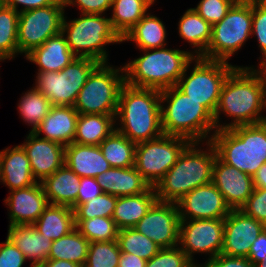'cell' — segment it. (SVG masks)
Listing matches in <instances>:
<instances>
[{
    "label": "cell",
    "mask_w": 266,
    "mask_h": 267,
    "mask_svg": "<svg viewBox=\"0 0 266 267\" xmlns=\"http://www.w3.org/2000/svg\"><path fill=\"white\" fill-rule=\"evenodd\" d=\"M265 109L266 68L237 65L221 88L214 114L216 130L265 122ZM222 114L231 118V122L220 121Z\"/></svg>",
    "instance_id": "obj_1"
},
{
    "label": "cell",
    "mask_w": 266,
    "mask_h": 267,
    "mask_svg": "<svg viewBox=\"0 0 266 267\" xmlns=\"http://www.w3.org/2000/svg\"><path fill=\"white\" fill-rule=\"evenodd\" d=\"M207 146L201 149V145ZM217 152L211 141L190 142L177 162L154 187L157 200L176 203L191 190L212 182V169Z\"/></svg>",
    "instance_id": "obj_2"
},
{
    "label": "cell",
    "mask_w": 266,
    "mask_h": 267,
    "mask_svg": "<svg viewBox=\"0 0 266 267\" xmlns=\"http://www.w3.org/2000/svg\"><path fill=\"white\" fill-rule=\"evenodd\" d=\"M160 96L159 90L125 84L115 117L116 130L136 144L160 137Z\"/></svg>",
    "instance_id": "obj_3"
},
{
    "label": "cell",
    "mask_w": 266,
    "mask_h": 267,
    "mask_svg": "<svg viewBox=\"0 0 266 267\" xmlns=\"http://www.w3.org/2000/svg\"><path fill=\"white\" fill-rule=\"evenodd\" d=\"M160 103L163 134L190 142L211 141L216 131L214 116L200 102L173 86L161 91Z\"/></svg>",
    "instance_id": "obj_4"
},
{
    "label": "cell",
    "mask_w": 266,
    "mask_h": 267,
    "mask_svg": "<svg viewBox=\"0 0 266 267\" xmlns=\"http://www.w3.org/2000/svg\"><path fill=\"white\" fill-rule=\"evenodd\" d=\"M156 48L143 51V55L123 65L126 84L155 90L176 86L187 64L194 58L191 50Z\"/></svg>",
    "instance_id": "obj_5"
},
{
    "label": "cell",
    "mask_w": 266,
    "mask_h": 267,
    "mask_svg": "<svg viewBox=\"0 0 266 267\" xmlns=\"http://www.w3.org/2000/svg\"><path fill=\"white\" fill-rule=\"evenodd\" d=\"M211 142L224 163L252 177L266 163V121L216 130Z\"/></svg>",
    "instance_id": "obj_6"
},
{
    "label": "cell",
    "mask_w": 266,
    "mask_h": 267,
    "mask_svg": "<svg viewBox=\"0 0 266 267\" xmlns=\"http://www.w3.org/2000/svg\"><path fill=\"white\" fill-rule=\"evenodd\" d=\"M67 21L64 16L61 33L76 57H86L99 63H108L110 44L123 43L111 25L110 18L102 14H80Z\"/></svg>",
    "instance_id": "obj_7"
},
{
    "label": "cell",
    "mask_w": 266,
    "mask_h": 267,
    "mask_svg": "<svg viewBox=\"0 0 266 267\" xmlns=\"http://www.w3.org/2000/svg\"><path fill=\"white\" fill-rule=\"evenodd\" d=\"M125 84L123 66L100 63L79 91L74 108L79 114L116 115L120 93Z\"/></svg>",
    "instance_id": "obj_8"
},
{
    "label": "cell",
    "mask_w": 266,
    "mask_h": 267,
    "mask_svg": "<svg viewBox=\"0 0 266 267\" xmlns=\"http://www.w3.org/2000/svg\"><path fill=\"white\" fill-rule=\"evenodd\" d=\"M192 63L194 65L190 69ZM235 67L236 65L226 61L194 57L187 64L176 87L191 99L200 102L214 116L223 83ZM188 70H192L189 75Z\"/></svg>",
    "instance_id": "obj_9"
},
{
    "label": "cell",
    "mask_w": 266,
    "mask_h": 267,
    "mask_svg": "<svg viewBox=\"0 0 266 267\" xmlns=\"http://www.w3.org/2000/svg\"><path fill=\"white\" fill-rule=\"evenodd\" d=\"M252 34V0H237L226 16L212 25V37L202 58L230 61Z\"/></svg>",
    "instance_id": "obj_10"
},
{
    "label": "cell",
    "mask_w": 266,
    "mask_h": 267,
    "mask_svg": "<svg viewBox=\"0 0 266 267\" xmlns=\"http://www.w3.org/2000/svg\"><path fill=\"white\" fill-rule=\"evenodd\" d=\"M99 64L91 58L76 57L59 72H36L33 87L47 97L51 105L74 106L79 91Z\"/></svg>",
    "instance_id": "obj_11"
},
{
    "label": "cell",
    "mask_w": 266,
    "mask_h": 267,
    "mask_svg": "<svg viewBox=\"0 0 266 267\" xmlns=\"http://www.w3.org/2000/svg\"><path fill=\"white\" fill-rule=\"evenodd\" d=\"M189 143L186 138L167 134L137 143L134 167L151 187H155Z\"/></svg>",
    "instance_id": "obj_12"
},
{
    "label": "cell",
    "mask_w": 266,
    "mask_h": 267,
    "mask_svg": "<svg viewBox=\"0 0 266 267\" xmlns=\"http://www.w3.org/2000/svg\"><path fill=\"white\" fill-rule=\"evenodd\" d=\"M63 0L47 7L19 13L17 44L19 54L26 56L48 38L61 33L65 14Z\"/></svg>",
    "instance_id": "obj_13"
},
{
    "label": "cell",
    "mask_w": 266,
    "mask_h": 267,
    "mask_svg": "<svg viewBox=\"0 0 266 267\" xmlns=\"http://www.w3.org/2000/svg\"><path fill=\"white\" fill-rule=\"evenodd\" d=\"M224 238V219L180 220L179 244L191 261L194 255L206 254L210 260L221 254Z\"/></svg>",
    "instance_id": "obj_14"
},
{
    "label": "cell",
    "mask_w": 266,
    "mask_h": 267,
    "mask_svg": "<svg viewBox=\"0 0 266 267\" xmlns=\"http://www.w3.org/2000/svg\"><path fill=\"white\" fill-rule=\"evenodd\" d=\"M179 225L177 204L157 200L134 228L162 249L178 246Z\"/></svg>",
    "instance_id": "obj_15"
},
{
    "label": "cell",
    "mask_w": 266,
    "mask_h": 267,
    "mask_svg": "<svg viewBox=\"0 0 266 267\" xmlns=\"http://www.w3.org/2000/svg\"><path fill=\"white\" fill-rule=\"evenodd\" d=\"M176 204L180 220L225 219L231 211L212 182L186 193Z\"/></svg>",
    "instance_id": "obj_16"
},
{
    "label": "cell",
    "mask_w": 266,
    "mask_h": 267,
    "mask_svg": "<svg viewBox=\"0 0 266 267\" xmlns=\"http://www.w3.org/2000/svg\"><path fill=\"white\" fill-rule=\"evenodd\" d=\"M266 226L240 209H231L224 219L222 254L248 258L251 244Z\"/></svg>",
    "instance_id": "obj_17"
},
{
    "label": "cell",
    "mask_w": 266,
    "mask_h": 267,
    "mask_svg": "<svg viewBox=\"0 0 266 267\" xmlns=\"http://www.w3.org/2000/svg\"><path fill=\"white\" fill-rule=\"evenodd\" d=\"M29 158L33 177L37 182L53 174L65 164V146L29 132L20 144Z\"/></svg>",
    "instance_id": "obj_18"
},
{
    "label": "cell",
    "mask_w": 266,
    "mask_h": 267,
    "mask_svg": "<svg viewBox=\"0 0 266 267\" xmlns=\"http://www.w3.org/2000/svg\"><path fill=\"white\" fill-rule=\"evenodd\" d=\"M212 183L230 209H240L254 189L252 176L224 163L218 156L213 164Z\"/></svg>",
    "instance_id": "obj_19"
},
{
    "label": "cell",
    "mask_w": 266,
    "mask_h": 267,
    "mask_svg": "<svg viewBox=\"0 0 266 267\" xmlns=\"http://www.w3.org/2000/svg\"><path fill=\"white\" fill-rule=\"evenodd\" d=\"M4 203L9 209V225L34 224L49 205L41 182L10 191Z\"/></svg>",
    "instance_id": "obj_20"
},
{
    "label": "cell",
    "mask_w": 266,
    "mask_h": 267,
    "mask_svg": "<svg viewBox=\"0 0 266 267\" xmlns=\"http://www.w3.org/2000/svg\"><path fill=\"white\" fill-rule=\"evenodd\" d=\"M0 182L10 191L38 183L33 177L26 151L20 144L0 151Z\"/></svg>",
    "instance_id": "obj_21"
},
{
    "label": "cell",
    "mask_w": 266,
    "mask_h": 267,
    "mask_svg": "<svg viewBox=\"0 0 266 267\" xmlns=\"http://www.w3.org/2000/svg\"><path fill=\"white\" fill-rule=\"evenodd\" d=\"M79 113L74 106L52 105L48 115L33 133L49 141L67 146L74 141Z\"/></svg>",
    "instance_id": "obj_22"
},
{
    "label": "cell",
    "mask_w": 266,
    "mask_h": 267,
    "mask_svg": "<svg viewBox=\"0 0 266 267\" xmlns=\"http://www.w3.org/2000/svg\"><path fill=\"white\" fill-rule=\"evenodd\" d=\"M7 239L30 260V266L39 267L48 260L52 240L43 236L33 224L8 225Z\"/></svg>",
    "instance_id": "obj_23"
},
{
    "label": "cell",
    "mask_w": 266,
    "mask_h": 267,
    "mask_svg": "<svg viewBox=\"0 0 266 267\" xmlns=\"http://www.w3.org/2000/svg\"><path fill=\"white\" fill-rule=\"evenodd\" d=\"M97 181L104 193L116 197L138 195L152 188L134 166L111 167L98 175Z\"/></svg>",
    "instance_id": "obj_24"
},
{
    "label": "cell",
    "mask_w": 266,
    "mask_h": 267,
    "mask_svg": "<svg viewBox=\"0 0 266 267\" xmlns=\"http://www.w3.org/2000/svg\"><path fill=\"white\" fill-rule=\"evenodd\" d=\"M24 58L38 66V72H59L76 56L68 47L65 36L60 33L48 38L40 47L33 49Z\"/></svg>",
    "instance_id": "obj_25"
},
{
    "label": "cell",
    "mask_w": 266,
    "mask_h": 267,
    "mask_svg": "<svg viewBox=\"0 0 266 267\" xmlns=\"http://www.w3.org/2000/svg\"><path fill=\"white\" fill-rule=\"evenodd\" d=\"M65 164L81 178H97L111 168L99 145H80L74 142L65 146Z\"/></svg>",
    "instance_id": "obj_26"
},
{
    "label": "cell",
    "mask_w": 266,
    "mask_h": 267,
    "mask_svg": "<svg viewBox=\"0 0 266 267\" xmlns=\"http://www.w3.org/2000/svg\"><path fill=\"white\" fill-rule=\"evenodd\" d=\"M80 180L81 177L64 164L41 184L49 204L73 208L77 205Z\"/></svg>",
    "instance_id": "obj_27"
},
{
    "label": "cell",
    "mask_w": 266,
    "mask_h": 267,
    "mask_svg": "<svg viewBox=\"0 0 266 267\" xmlns=\"http://www.w3.org/2000/svg\"><path fill=\"white\" fill-rule=\"evenodd\" d=\"M157 201L155 188L138 195L117 197L112 215L118 229L133 228Z\"/></svg>",
    "instance_id": "obj_28"
},
{
    "label": "cell",
    "mask_w": 266,
    "mask_h": 267,
    "mask_svg": "<svg viewBox=\"0 0 266 267\" xmlns=\"http://www.w3.org/2000/svg\"><path fill=\"white\" fill-rule=\"evenodd\" d=\"M178 33L191 45L193 57H202L212 37V25L205 21L194 8L187 9L178 21Z\"/></svg>",
    "instance_id": "obj_29"
},
{
    "label": "cell",
    "mask_w": 266,
    "mask_h": 267,
    "mask_svg": "<svg viewBox=\"0 0 266 267\" xmlns=\"http://www.w3.org/2000/svg\"><path fill=\"white\" fill-rule=\"evenodd\" d=\"M159 17L147 13L123 38L122 42H135L140 50L166 47L167 30Z\"/></svg>",
    "instance_id": "obj_30"
},
{
    "label": "cell",
    "mask_w": 266,
    "mask_h": 267,
    "mask_svg": "<svg viewBox=\"0 0 266 267\" xmlns=\"http://www.w3.org/2000/svg\"><path fill=\"white\" fill-rule=\"evenodd\" d=\"M116 115L79 114L74 143L100 145L115 129Z\"/></svg>",
    "instance_id": "obj_31"
},
{
    "label": "cell",
    "mask_w": 266,
    "mask_h": 267,
    "mask_svg": "<svg viewBox=\"0 0 266 267\" xmlns=\"http://www.w3.org/2000/svg\"><path fill=\"white\" fill-rule=\"evenodd\" d=\"M33 225L43 236L57 240L75 229L73 209L49 204Z\"/></svg>",
    "instance_id": "obj_32"
},
{
    "label": "cell",
    "mask_w": 266,
    "mask_h": 267,
    "mask_svg": "<svg viewBox=\"0 0 266 267\" xmlns=\"http://www.w3.org/2000/svg\"><path fill=\"white\" fill-rule=\"evenodd\" d=\"M156 0H113L111 25L122 39L147 13Z\"/></svg>",
    "instance_id": "obj_33"
},
{
    "label": "cell",
    "mask_w": 266,
    "mask_h": 267,
    "mask_svg": "<svg viewBox=\"0 0 266 267\" xmlns=\"http://www.w3.org/2000/svg\"><path fill=\"white\" fill-rule=\"evenodd\" d=\"M89 244L90 242L75 228L67 235L52 242L48 259L66 260L83 267Z\"/></svg>",
    "instance_id": "obj_34"
},
{
    "label": "cell",
    "mask_w": 266,
    "mask_h": 267,
    "mask_svg": "<svg viewBox=\"0 0 266 267\" xmlns=\"http://www.w3.org/2000/svg\"><path fill=\"white\" fill-rule=\"evenodd\" d=\"M111 167L127 168L135 165L136 143L116 129L99 145Z\"/></svg>",
    "instance_id": "obj_35"
},
{
    "label": "cell",
    "mask_w": 266,
    "mask_h": 267,
    "mask_svg": "<svg viewBox=\"0 0 266 267\" xmlns=\"http://www.w3.org/2000/svg\"><path fill=\"white\" fill-rule=\"evenodd\" d=\"M19 99L18 112L28 126H31L29 132H34L42 120L48 115L51 109V102L41 92L34 87L30 88Z\"/></svg>",
    "instance_id": "obj_36"
},
{
    "label": "cell",
    "mask_w": 266,
    "mask_h": 267,
    "mask_svg": "<svg viewBox=\"0 0 266 267\" xmlns=\"http://www.w3.org/2000/svg\"><path fill=\"white\" fill-rule=\"evenodd\" d=\"M19 13L4 4L0 6V62L19 55L17 44Z\"/></svg>",
    "instance_id": "obj_37"
},
{
    "label": "cell",
    "mask_w": 266,
    "mask_h": 267,
    "mask_svg": "<svg viewBox=\"0 0 266 267\" xmlns=\"http://www.w3.org/2000/svg\"><path fill=\"white\" fill-rule=\"evenodd\" d=\"M117 241L120 251L137 255L148 261L161 249L154 241L133 228L118 230Z\"/></svg>",
    "instance_id": "obj_38"
},
{
    "label": "cell",
    "mask_w": 266,
    "mask_h": 267,
    "mask_svg": "<svg viewBox=\"0 0 266 267\" xmlns=\"http://www.w3.org/2000/svg\"><path fill=\"white\" fill-rule=\"evenodd\" d=\"M76 229L89 241H117L118 228L112 218L75 219Z\"/></svg>",
    "instance_id": "obj_39"
},
{
    "label": "cell",
    "mask_w": 266,
    "mask_h": 267,
    "mask_svg": "<svg viewBox=\"0 0 266 267\" xmlns=\"http://www.w3.org/2000/svg\"><path fill=\"white\" fill-rule=\"evenodd\" d=\"M120 254L118 241L90 242L83 267H118Z\"/></svg>",
    "instance_id": "obj_40"
},
{
    "label": "cell",
    "mask_w": 266,
    "mask_h": 267,
    "mask_svg": "<svg viewBox=\"0 0 266 267\" xmlns=\"http://www.w3.org/2000/svg\"><path fill=\"white\" fill-rule=\"evenodd\" d=\"M117 197L108 193H102L80 205H75L72 209L74 219H91L95 217L112 218Z\"/></svg>",
    "instance_id": "obj_41"
},
{
    "label": "cell",
    "mask_w": 266,
    "mask_h": 267,
    "mask_svg": "<svg viewBox=\"0 0 266 267\" xmlns=\"http://www.w3.org/2000/svg\"><path fill=\"white\" fill-rule=\"evenodd\" d=\"M252 36L255 35L260 48V63L256 67L266 68V0H252Z\"/></svg>",
    "instance_id": "obj_42"
},
{
    "label": "cell",
    "mask_w": 266,
    "mask_h": 267,
    "mask_svg": "<svg viewBox=\"0 0 266 267\" xmlns=\"http://www.w3.org/2000/svg\"><path fill=\"white\" fill-rule=\"evenodd\" d=\"M237 0H200L194 10L211 25L221 21Z\"/></svg>",
    "instance_id": "obj_43"
},
{
    "label": "cell",
    "mask_w": 266,
    "mask_h": 267,
    "mask_svg": "<svg viewBox=\"0 0 266 267\" xmlns=\"http://www.w3.org/2000/svg\"><path fill=\"white\" fill-rule=\"evenodd\" d=\"M191 260L179 246L162 248L150 260L145 267H185Z\"/></svg>",
    "instance_id": "obj_44"
},
{
    "label": "cell",
    "mask_w": 266,
    "mask_h": 267,
    "mask_svg": "<svg viewBox=\"0 0 266 267\" xmlns=\"http://www.w3.org/2000/svg\"><path fill=\"white\" fill-rule=\"evenodd\" d=\"M240 210L266 226V188H254Z\"/></svg>",
    "instance_id": "obj_45"
},
{
    "label": "cell",
    "mask_w": 266,
    "mask_h": 267,
    "mask_svg": "<svg viewBox=\"0 0 266 267\" xmlns=\"http://www.w3.org/2000/svg\"><path fill=\"white\" fill-rule=\"evenodd\" d=\"M64 6H77L81 14H102L111 11L113 0H63Z\"/></svg>",
    "instance_id": "obj_46"
},
{
    "label": "cell",
    "mask_w": 266,
    "mask_h": 267,
    "mask_svg": "<svg viewBox=\"0 0 266 267\" xmlns=\"http://www.w3.org/2000/svg\"><path fill=\"white\" fill-rule=\"evenodd\" d=\"M23 253L6 238L0 243V267H23L26 263Z\"/></svg>",
    "instance_id": "obj_47"
},
{
    "label": "cell",
    "mask_w": 266,
    "mask_h": 267,
    "mask_svg": "<svg viewBox=\"0 0 266 267\" xmlns=\"http://www.w3.org/2000/svg\"><path fill=\"white\" fill-rule=\"evenodd\" d=\"M78 189L77 205L90 201L103 193L97 178L91 177L81 178Z\"/></svg>",
    "instance_id": "obj_48"
},
{
    "label": "cell",
    "mask_w": 266,
    "mask_h": 267,
    "mask_svg": "<svg viewBox=\"0 0 266 267\" xmlns=\"http://www.w3.org/2000/svg\"><path fill=\"white\" fill-rule=\"evenodd\" d=\"M206 267H254L248 258L232 257L219 254L210 260H205Z\"/></svg>",
    "instance_id": "obj_49"
},
{
    "label": "cell",
    "mask_w": 266,
    "mask_h": 267,
    "mask_svg": "<svg viewBox=\"0 0 266 267\" xmlns=\"http://www.w3.org/2000/svg\"><path fill=\"white\" fill-rule=\"evenodd\" d=\"M58 0H3V4L13 8L16 12H24L36 8L47 7L53 5ZM20 5L21 9H20Z\"/></svg>",
    "instance_id": "obj_50"
},
{
    "label": "cell",
    "mask_w": 266,
    "mask_h": 267,
    "mask_svg": "<svg viewBox=\"0 0 266 267\" xmlns=\"http://www.w3.org/2000/svg\"><path fill=\"white\" fill-rule=\"evenodd\" d=\"M266 258V228L261 231L258 238L251 244L248 259L253 265Z\"/></svg>",
    "instance_id": "obj_51"
},
{
    "label": "cell",
    "mask_w": 266,
    "mask_h": 267,
    "mask_svg": "<svg viewBox=\"0 0 266 267\" xmlns=\"http://www.w3.org/2000/svg\"><path fill=\"white\" fill-rule=\"evenodd\" d=\"M146 262L137 255L121 252L118 267H145Z\"/></svg>",
    "instance_id": "obj_52"
},
{
    "label": "cell",
    "mask_w": 266,
    "mask_h": 267,
    "mask_svg": "<svg viewBox=\"0 0 266 267\" xmlns=\"http://www.w3.org/2000/svg\"><path fill=\"white\" fill-rule=\"evenodd\" d=\"M252 178L254 188H266V163L256 171Z\"/></svg>",
    "instance_id": "obj_53"
},
{
    "label": "cell",
    "mask_w": 266,
    "mask_h": 267,
    "mask_svg": "<svg viewBox=\"0 0 266 267\" xmlns=\"http://www.w3.org/2000/svg\"><path fill=\"white\" fill-rule=\"evenodd\" d=\"M39 267H82V266L66 260L48 259L45 262H43Z\"/></svg>",
    "instance_id": "obj_54"
},
{
    "label": "cell",
    "mask_w": 266,
    "mask_h": 267,
    "mask_svg": "<svg viewBox=\"0 0 266 267\" xmlns=\"http://www.w3.org/2000/svg\"><path fill=\"white\" fill-rule=\"evenodd\" d=\"M196 261H190L185 267H206L205 263H200Z\"/></svg>",
    "instance_id": "obj_55"
},
{
    "label": "cell",
    "mask_w": 266,
    "mask_h": 267,
    "mask_svg": "<svg viewBox=\"0 0 266 267\" xmlns=\"http://www.w3.org/2000/svg\"><path fill=\"white\" fill-rule=\"evenodd\" d=\"M254 267H266V258L254 265Z\"/></svg>",
    "instance_id": "obj_56"
}]
</instances>
